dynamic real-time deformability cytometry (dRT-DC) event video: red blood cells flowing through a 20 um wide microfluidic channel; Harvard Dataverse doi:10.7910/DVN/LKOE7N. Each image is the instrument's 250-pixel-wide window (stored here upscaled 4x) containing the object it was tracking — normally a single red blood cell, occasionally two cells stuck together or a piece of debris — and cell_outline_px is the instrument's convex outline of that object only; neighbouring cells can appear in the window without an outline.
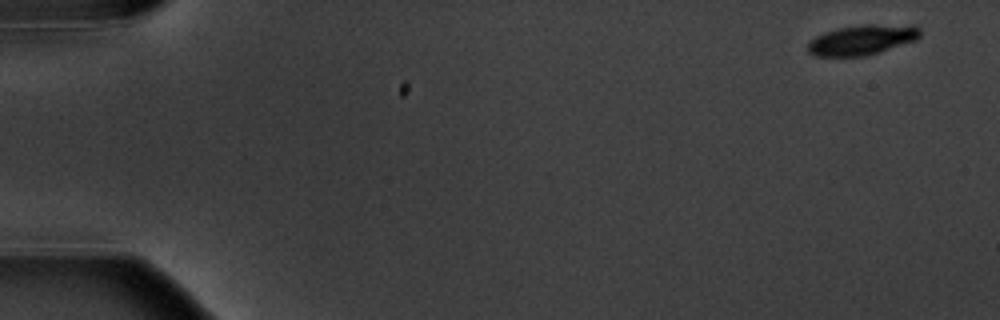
{"species": "common noctule bat (a hibernating species)", "species_latin": "Nyctalus noctula", "temperature_condition": "warm", "stored_images_in_passage": 5, "camera_frame_rate_fps": 3000, "um_per_image_px": 0.085, "animal": {"sex": "male", "body_mass_g": 20.1, "forearm_length_mm": 53.5}, "frame": {"image": 1, "passage_image": 1, "time_ms": 0.0, "image_size_px": [1000, 320], "cell_outline_px": [[920, 36], [916, 40], [880, 52], [864, 56], [816, 56], [808, 52], [808, 44], [816, 36], [824, 32], [836, 28], [864, 24], [912, 24], [920, 28]], "centroid_in_image_um": [73.32, 3.37], "position_along_channel_um": 11.7, "area_um2": 19.88}}
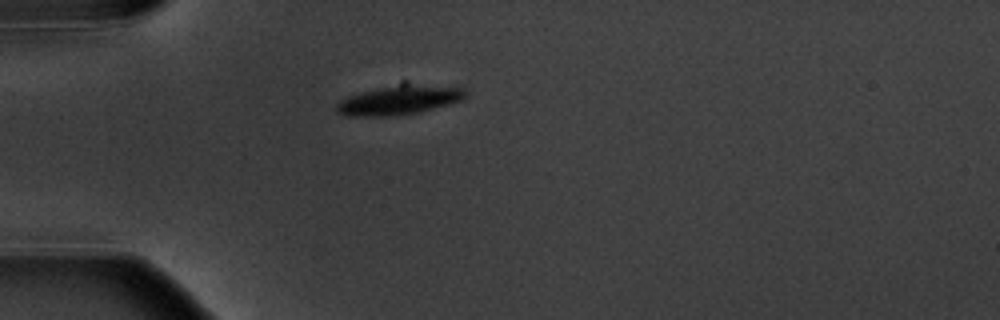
{"frame": {"image": 2, "passage_image": 5, "time_ms": 4.667, "image_size_px": [1000, 320], "cell_outline_px": [[468, 92], [460, 100], [448, 104], [420, 112], [396, 116], [348, 116], [336, 112], [336, 104], [340, 100], [348, 96], [360, 92], [400, 80], [404, 80], [464, 88]], "centroid_in_image_um": [33.93, 8.43], "position_along_channel_um": 51.1, "area_um2": 23.18}}